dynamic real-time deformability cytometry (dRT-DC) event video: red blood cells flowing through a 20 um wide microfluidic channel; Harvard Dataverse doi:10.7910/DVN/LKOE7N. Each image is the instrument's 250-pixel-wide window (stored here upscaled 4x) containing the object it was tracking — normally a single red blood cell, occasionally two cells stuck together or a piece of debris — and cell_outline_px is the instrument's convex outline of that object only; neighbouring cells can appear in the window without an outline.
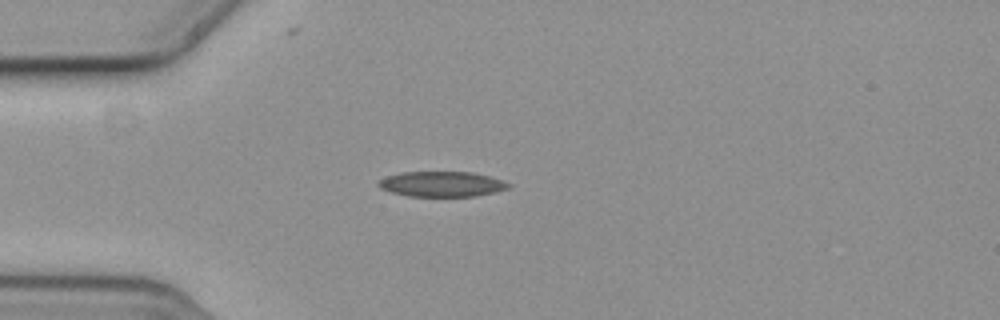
{"species": "common noctule bat (a hibernating species)", "species_latin": "Nyctalus noctula", "temperature_condition": "cold", "stored_images_in_passage": 5, "camera_frame_rate_fps": 3000, "um_per_image_px": 0.085, "animal": {"sex": "female", "body_mass_g": 19.3, "forearm_length_mm": 54.1}, "frame": {"image": 1, "passage_image": 4, "time_ms": 1.0, "image_size_px": [1000, 320], "cell_outline_px": [[512, 184], [508, 188], [476, 196], [408, 196], [392, 192], [380, 188], [376, 184], [380, 180], [388, 176], [404, 172], [472, 172], [488, 176]], "centroid_in_image_um": [37.53, 15.64], "position_along_channel_um": 47.5, "area_um2": 18.84}}